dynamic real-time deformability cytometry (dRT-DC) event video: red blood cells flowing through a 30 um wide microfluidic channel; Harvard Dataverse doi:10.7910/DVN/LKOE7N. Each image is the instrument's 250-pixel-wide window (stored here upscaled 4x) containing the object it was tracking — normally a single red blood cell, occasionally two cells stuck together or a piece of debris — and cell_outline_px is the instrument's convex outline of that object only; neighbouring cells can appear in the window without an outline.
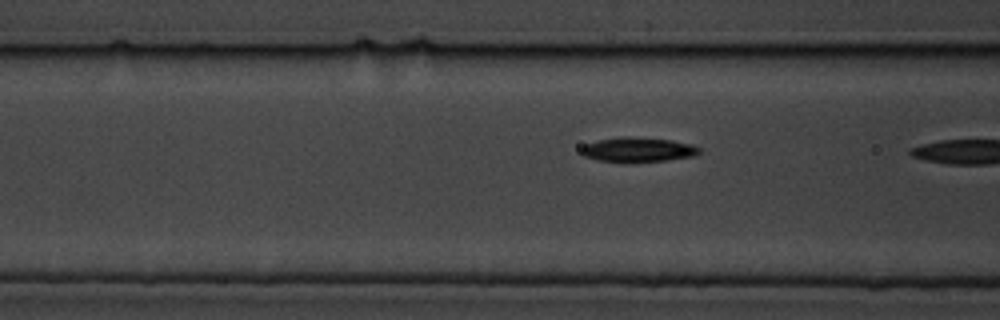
{"species": "common noctule bat (a hibernating species)", "species_latin": "Nyctalus noctula", "temperature_condition": "cold", "stored_images_in_passage": 20, "camera_frame_rate_fps": 3000, "um_per_image_px": 0.085, "animal": {"sex": "male", "body_mass_g": 19.5, "forearm_length_mm": 54.6}, "frame": {"image": 1, "passage_image": 19, "time_ms": 6.0, "image_size_px": [1000, 320], "cell_outline_px": [[700, 152], [692, 156], [668, 160], [628, 164], [624, 164], [596, 160], [584, 156], [580, 152], [580, 148], [584, 144], [600, 140], [620, 136], [628, 136], [672, 140], [692, 144], [700, 148]], "centroid_in_image_um": [54.17, 12.75], "position_along_channel_um": 112.4, "area_um2": 17.51}}